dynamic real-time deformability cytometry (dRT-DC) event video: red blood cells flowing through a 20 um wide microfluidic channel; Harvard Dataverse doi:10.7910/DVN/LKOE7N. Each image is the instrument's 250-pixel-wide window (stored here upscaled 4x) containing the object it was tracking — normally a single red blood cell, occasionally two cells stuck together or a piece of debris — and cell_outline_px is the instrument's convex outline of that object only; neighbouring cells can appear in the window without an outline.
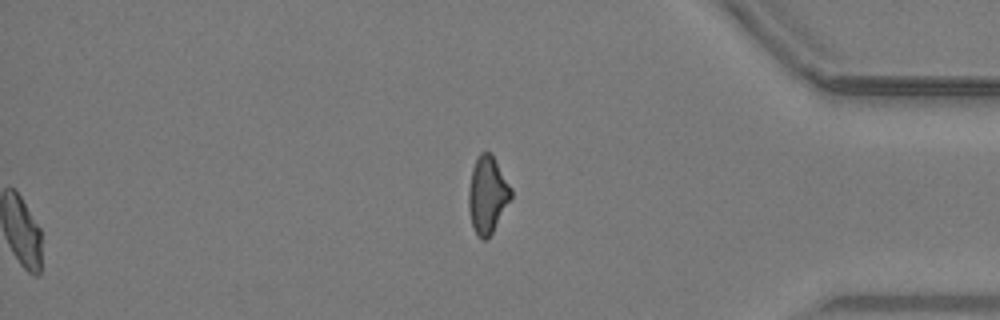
{"species": "common noctule bat (a hibernating species)", "species_latin": "Nyctalus noctula", "temperature_condition": "warm", "stored_images_in_passage": 41, "segment_of_instrument_passage": [2, 2], "camera_frame_rate_fps": 3000, "um_per_image_px": 0.085, "animal": {"sex": "male", "body_mass_g": 19.2, "forearm_length_mm": 51.8}, "frame": {"image": 1, "passage_image": 41, "time_ms": 13.333, "image_size_px": [1000, 320], "cell_outline_px": [[512, 196], [492, 232], [484, 240], [480, 240], [472, 228], [468, 208], [468, 188], [472, 168], [480, 152], [492, 152], [512, 188]], "centroid_in_image_um": [41.42, 16.53], "position_along_channel_um": 393.8, "area_um2": 19.19}}